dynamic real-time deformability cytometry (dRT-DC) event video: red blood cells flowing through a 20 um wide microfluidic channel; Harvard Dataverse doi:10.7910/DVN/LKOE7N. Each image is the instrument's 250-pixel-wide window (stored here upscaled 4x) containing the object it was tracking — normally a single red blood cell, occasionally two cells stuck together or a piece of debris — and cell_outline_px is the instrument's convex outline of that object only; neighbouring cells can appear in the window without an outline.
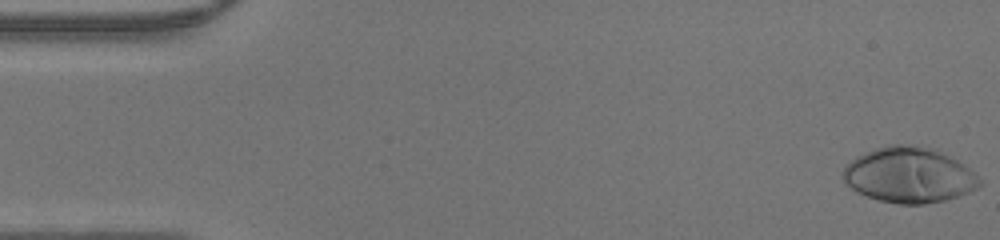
{"species": "human", "species_latin": "Homo sapiens", "temperature_condition": "warm", "stored_images_in_passage": 47, "camera_frame_rate_fps": 3000, "um_per_image_px": 0.085, "donor": {"sex": "male"}, "frame": {"image": 1, "passage_image": 1, "time_ms": 0.0, "image_size_px": [1000, 240], "cell_outline_px": [[984, 184], [968, 192], [944, 200], [924, 204], [900, 204], [880, 200], [856, 192], [844, 184], [844, 168], [856, 156], [876, 148], [888, 144], [916, 144], [936, 148], [956, 160], [968, 168]], "centroid_in_image_um": [77.26, 14.86], "position_along_channel_um": 7.7, "area_um2": 44.04}}
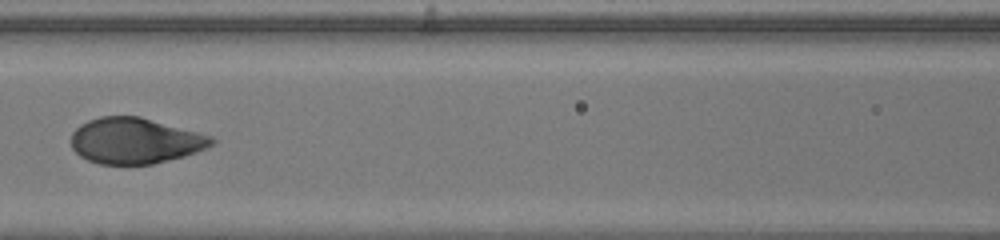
{"frame": {"image": 2, "passage_image": 21, "time_ms": 6.667, "image_size_px": [1000, 240], "cell_outline_px": [[216, 140], [212, 144], [196, 152], [184, 156], [152, 164], [100, 164], [88, 160], [80, 156], [72, 148], [72, 132], [80, 124], [88, 120], [100, 116], [140, 116], [212, 136]], "centroid_in_image_um": [11.46, 11.96], "position_along_channel_um": 155.1, "area_um2": 37.4}}
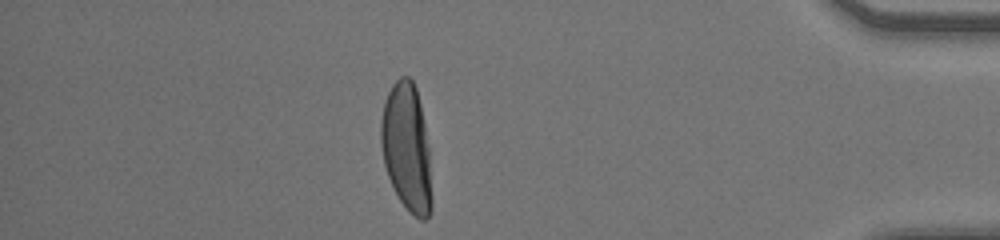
{"frame": {"image": 3, "passage_image": 41, "time_ms": 13.333, "image_size_px": [1000, 240], "cell_outline_px": [[432, 208], [428, 216], [424, 220], [420, 220], [400, 200], [388, 176], [384, 164], [380, 144], [380, 120], [384, 100], [392, 84], [400, 76], [408, 76], [412, 80], [416, 88], [420, 104], [424, 124], [428, 148], [432, 196]], "centroid_in_image_um": [34.55, 12.51], "position_along_channel_um": 400.7, "area_um2": 37.63}}